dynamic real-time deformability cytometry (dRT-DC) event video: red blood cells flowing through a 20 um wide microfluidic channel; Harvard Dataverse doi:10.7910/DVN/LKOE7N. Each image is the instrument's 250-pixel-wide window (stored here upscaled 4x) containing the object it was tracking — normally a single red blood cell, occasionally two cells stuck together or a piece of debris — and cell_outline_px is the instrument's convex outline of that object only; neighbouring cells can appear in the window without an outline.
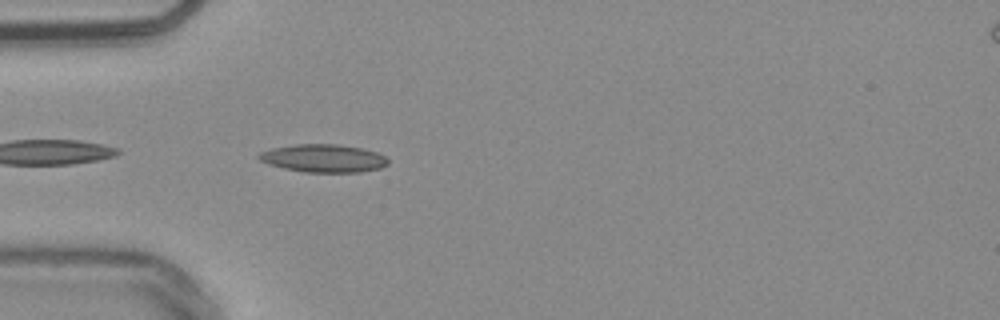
{"species": "common noctule bat (a hibernating species)", "species_latin": "Nyctalus noctula", "temperature_condition": "warm", "stored_images_in_passage": 7, "camera_frame_rate_fps": 3000, "um_per_image_px": 0.085, "animal": {"sex": "male", "body_mass_g": 20.4}, "frame": {"image": 1, "passage_image": 3, "time_ms": 0.667, "image_size_px": [1000, 320], "cell_outline_px": [[388, 164], [380, 168], [360, 172], [304, 172], [284, 168], [268, 164], [260, 160], [256, 156], [260, 152], [272, 148], [296, 144], [336, 144], [360, 148], [376, 152], [384, 156], [388, 160]], "centroid_in_image_um": [27.47, 13.45], "position_along_channel_um": 57.5, "area_um2": 20.92}}